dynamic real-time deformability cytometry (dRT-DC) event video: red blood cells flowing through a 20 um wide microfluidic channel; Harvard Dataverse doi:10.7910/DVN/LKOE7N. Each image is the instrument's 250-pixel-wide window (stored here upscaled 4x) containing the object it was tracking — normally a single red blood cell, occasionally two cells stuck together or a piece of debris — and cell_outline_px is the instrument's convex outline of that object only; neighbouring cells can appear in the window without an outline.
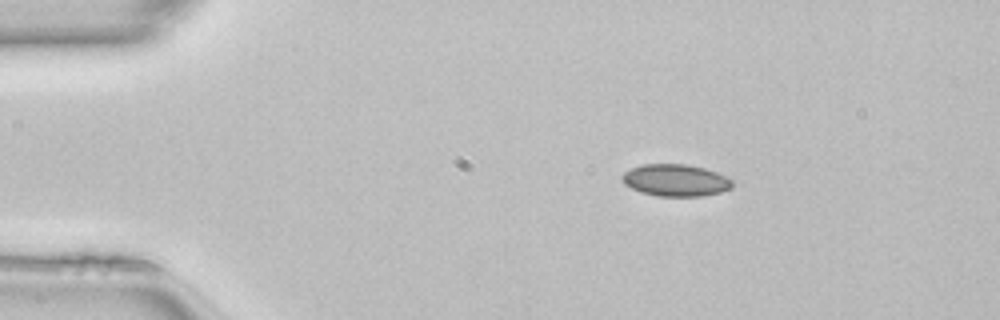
{"species": "common noctule bat (a hibernating species)", "species_latin": "Nyctalus noctula", "temperature_condition": "room temperature", "stored_images_in_passage": 8, "camera_frame_rate_fps": 3000, "um_per_image_px": 0.085, "animal": {"sex": "female", "body_mass_g": 22.7, "forearm_length_mm": 54.2}, "frame": {"image": 1, "passage_image": 1, "time_ms": 0.0, "image_size_px": [1000, 320], "cell_outline_px": [[732, 184], [728, 188], [720, 192], [700, 196], [656, 196], [640, 192], [624, 184], [620, 176], [624, 172], [632, 168], [644, 164], [688, 164], [704, 168], [732, 176]], "centroid_in_image_um": [57.43, 15.31], "position_along_channel_um": 27.6, "area_um2": 20.69}}